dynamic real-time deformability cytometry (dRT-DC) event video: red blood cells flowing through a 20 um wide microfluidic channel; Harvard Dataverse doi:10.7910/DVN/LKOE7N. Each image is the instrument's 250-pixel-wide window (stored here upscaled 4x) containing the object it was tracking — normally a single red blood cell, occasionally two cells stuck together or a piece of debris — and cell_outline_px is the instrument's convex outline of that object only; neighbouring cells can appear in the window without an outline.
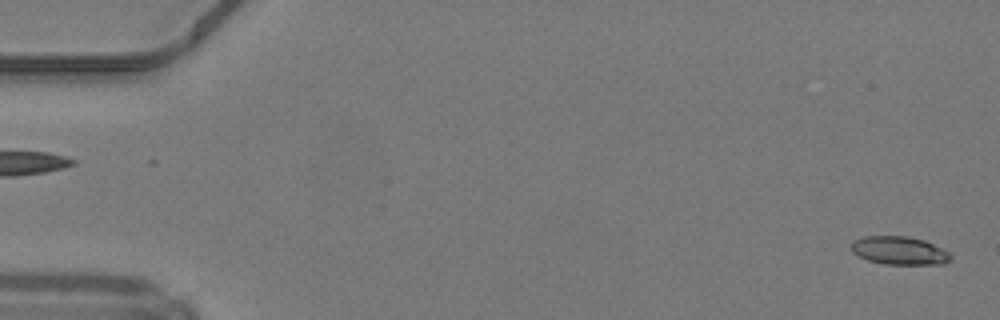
{"species": "common noctule bat (a hibernating species)", "species_latin": "Nyctalus noctula", "temperature_condition": "warm", "stored_images_in_passage": 48, "camera_frame_rate_fps": 3000, "um_per_image_px": 0.085, "animal": {"sex": "male", "body_mass_g": 19.2, "forearm_length_mm": 51.8}, "frame": {"image": 1, "passage_image": 1, "time_ms": 0.0, "image_size_px": [1000, 320], "cell_outline_px": [[952, 260], [944, 264], [884, 264], [868, 260], [852, 252], [852, 240], [864, 236], [908, 236], [924, 240], [948, 252], [952, 256]], "centroid_in_image_um": [76.45, 21.3], "position_along_channel_um": 8.6, "area_um2": 16.3}}
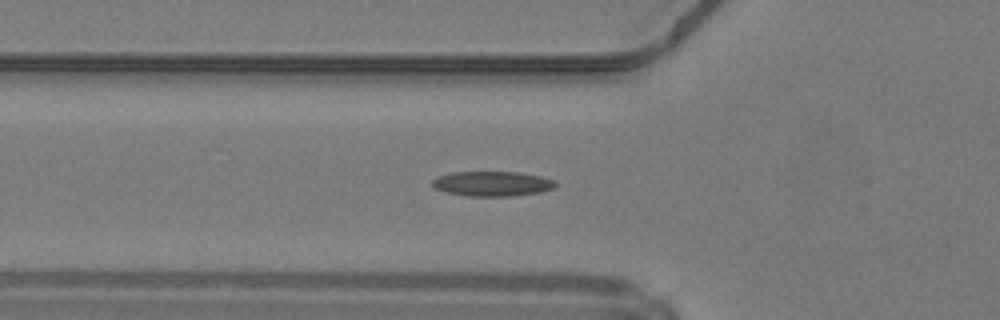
{"frame": {"image": 2, "passage_image": 17, "time_ms": 5.333, "image_size_px": [1000, 320], "cell_outline_px": [[556, 184], [552, 188], [540, 192], [512, 196], [464, 196], [444, 192], [432, 188], [432, 180], [440, 176], [452, 172], [516, 172], [540, 176], [556, 180]], "centroid_in_image_um": [41.8, 15.62], "position_along_channel_um": 84.0, "area_um2": 17.92}}
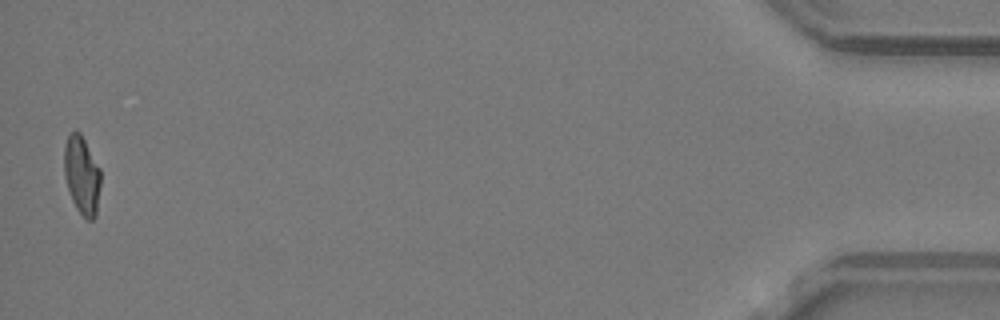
{"frame": {"image": 3, "passage_image": 48, "time_ms": 15.667, "image_size_px": [1000, 320], "cell_outline_px": [[100, 184], [96, 216], [92, 220], [88, 220], [76, 208], [72, 200], [64, 176], [64, 148], [68, 136], [72, 132], [80, 132], [100, 168]], "centroid_in_image_um": [6.96, 14.9], "position_along_channel_um": 428.2, "area_um2": 16.47}, "authors_computed_cell_mechanics": {"area_um2": 17.051, "velocity_mm_per_s": 4.2414, "shape_relaxation_time_tau1_ms": 9.4649, "shape_relaxation_time_tau2_ms": 2.0909, "deformation_change_tau1": 0.2496, "deformation_change_tau2": 0.0883}}